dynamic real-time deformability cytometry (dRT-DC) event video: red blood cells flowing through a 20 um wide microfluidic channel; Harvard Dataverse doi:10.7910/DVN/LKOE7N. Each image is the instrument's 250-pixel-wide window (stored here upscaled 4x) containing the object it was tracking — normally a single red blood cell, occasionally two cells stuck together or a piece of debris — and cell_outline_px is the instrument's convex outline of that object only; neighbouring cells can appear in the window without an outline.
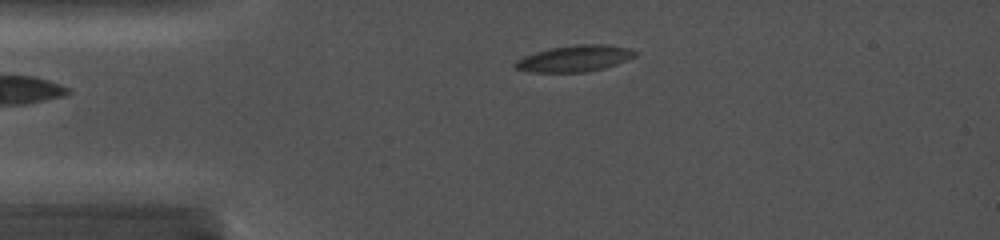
{"species": "common noctule bat (a hibernating species)", "species_latin": "Nyctalus noctula", "temperature_condition": "cold", "stored_images_in_passage": 13, "camera_frame_rate_fps": 5000, "um_per_image_px": 0.085, "animal": {"sex": "female", "body_mass_g": 19.0, "forearm_length_mm": 56.7}, "frame": {"image": 1, "passage_image": 2, "time_ms": 0.4, "image_size_px": [1000, 240], "cell_outline_px": [[640, 52], [636, 56], [616, 64], [604, 68], [584, 72], [528, 72], [516, 68], [512, 64], [516, 60], [524, 56], [536, 52], [552, 48], [576, 44], [612, 44], [632, 48]], "centroid_in_image_um": [48.9, 4.96], "position_along_channel_um": 36.1, "area_um2": 18.61}}
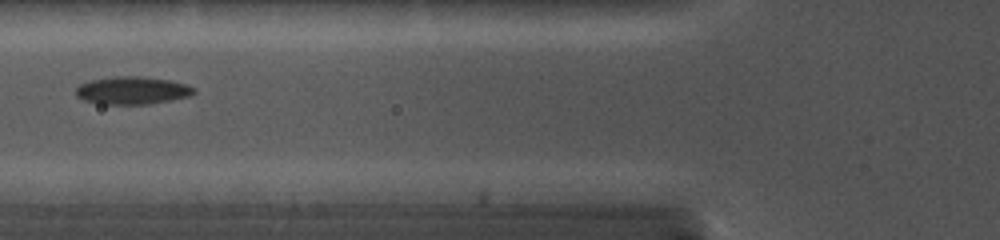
{"frame": {"image": 2, "passage_image": 12, "time_ms": 3.2, "image_size_px": [1000, 240], "cell_outline_px": [[196, 92], [188, 96], [172, 100], [148, 104], [100, 104], [84, 100], [76, 96], [76, 88], [80, 84], [92, 80], [116, 76], [140, 76], [168, 80], [188, 84], [196, 88]], "centroid_in_image_um": [11.26, 7.69], "position_along_channel_um": 114.5, "area_um2": 19.07}}